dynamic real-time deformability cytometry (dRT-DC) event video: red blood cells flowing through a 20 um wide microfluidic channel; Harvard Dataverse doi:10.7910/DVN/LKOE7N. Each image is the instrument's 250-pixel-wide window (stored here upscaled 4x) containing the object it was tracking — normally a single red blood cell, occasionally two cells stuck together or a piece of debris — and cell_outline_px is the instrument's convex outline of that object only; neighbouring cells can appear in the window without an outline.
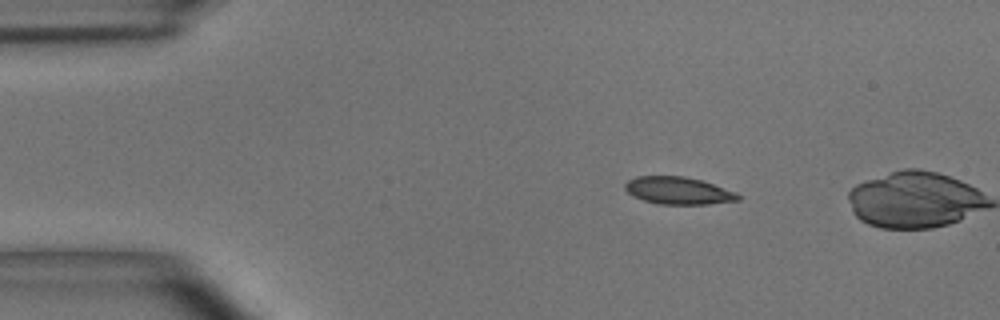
{"species": "common noctule bat (a hibernating species)", "species_latin": "Nyctalus noctula", "temperature_condition": "room temperature", "stored_images_in_passage": 3, "camera_frame_rate_fps": 3000, "um_per_image_px": 0.085, "animal": {"sex": "male", "body_mass_g": 15.6}, "frame": {"image": 1, "passage_image": 1, "time_ms": 0.0, "image_size_px": [1000, 320], "cell_outline_px": [[740, 200], [708, 204], [656, 204], [644, 200], [628, 192], [624, 188], [624, 184], [628, 180], [636, 176], [684, 176], [700, 180], [736, 192], [740, 196]], "centroid_in_image_um": [57.64, 16.2], "position_along_channel_um": 27.4, "area_um2": 17.86}}